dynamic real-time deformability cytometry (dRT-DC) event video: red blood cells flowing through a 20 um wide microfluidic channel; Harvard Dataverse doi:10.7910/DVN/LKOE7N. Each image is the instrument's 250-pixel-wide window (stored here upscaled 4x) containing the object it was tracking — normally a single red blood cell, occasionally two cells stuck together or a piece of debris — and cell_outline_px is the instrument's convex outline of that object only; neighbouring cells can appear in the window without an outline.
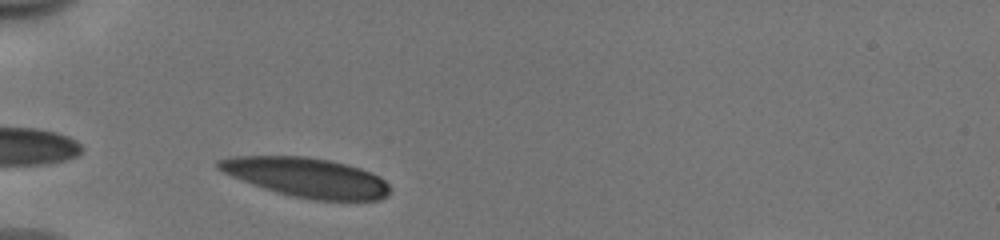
{"species": "human", "species_latin": "Homo sapiens", "temperature_condition": "cold", "stored_images_in_passage": 28, "camera_frame_rate_fps": 3000, "um_per_image_px": 0.085, "donor": {"sex": "male"}, "frame": {"image": 1, "passage_image": 1, "time_ms": 0.0, "image_size_px": [1000, 240], "cell_outline_px": [[392, 192], [388, 196], [380, 200], [312, 200], [292, 196], [276, 192], [264, 188], [232, 176], [216, 168], [216, 160], [232, 156], [308, 156], [348, 164], [372, 172], [380, 176], [392, 188]], "centroid_in_image_um": [26.11, 15.08], "position_along_channel_um": 58.9, "area_um2": 39.65}}
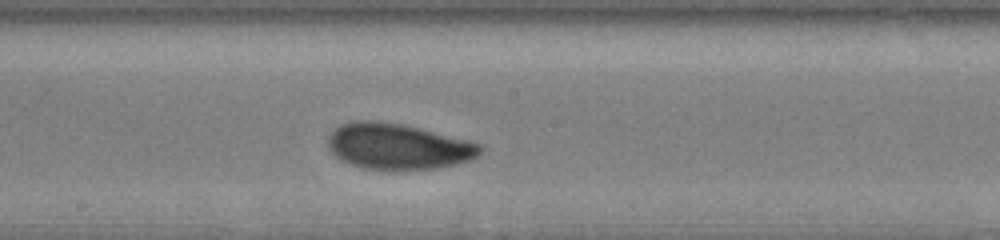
{"frame": {"image": 2, "passage_image": 14, "time_ms": 4.333, "image_size_px": [1000, 240], "cell_outline_px": [[484, 148], [476, 156], [468, 160], [456, 164], [436, 168], [392, 172], [360, 168], [340, 160], [328, 148], [328, 136], [340, 124], [356, 120], [372, 120], [400, 124], [420, 128], [480, 144]], "centroid_in_image_um": [33.77, 12.48], "position_along_channel_um": 214.4, "area_um2": 41.04}}
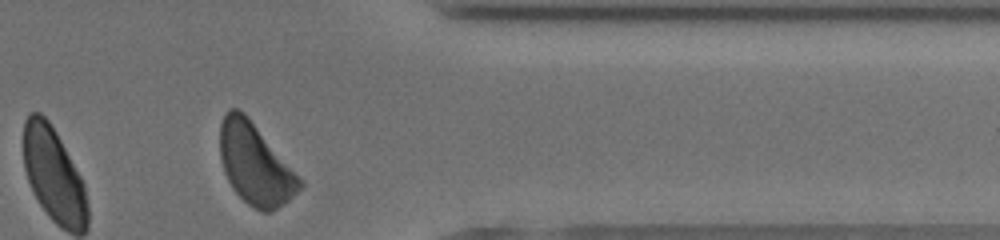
{"frame": {"image": 3, "passage_image": 28, "time_ms": 9.0, "image_size_px": [1000, 240], "cell_outline_px": [[304, 184], [288, 200], [276, 208], [268, 212], [264, 212], [248, 204], [232, 188], [224, 172], [220, 160], [220, 124], [228, 108], [236, 108], [244, 112], [248, 116], [304, 180]], "centroid_in_image_um": [21.69, 13.92], "position_along_channel_um": 389.7, "area_um2": 37.57}, "authors_computed_cell_mechanics": {"area_um2": 39.7953, "velocity_mm_per_s": 3.927, "shape_relaxation_time_tau1_ms": 2.7965, "shape_relaxation_time_tau2_ms": 1.973, "deformation_change_tau1": 0.1154, "deformation_change_tau2": 0.0727}}